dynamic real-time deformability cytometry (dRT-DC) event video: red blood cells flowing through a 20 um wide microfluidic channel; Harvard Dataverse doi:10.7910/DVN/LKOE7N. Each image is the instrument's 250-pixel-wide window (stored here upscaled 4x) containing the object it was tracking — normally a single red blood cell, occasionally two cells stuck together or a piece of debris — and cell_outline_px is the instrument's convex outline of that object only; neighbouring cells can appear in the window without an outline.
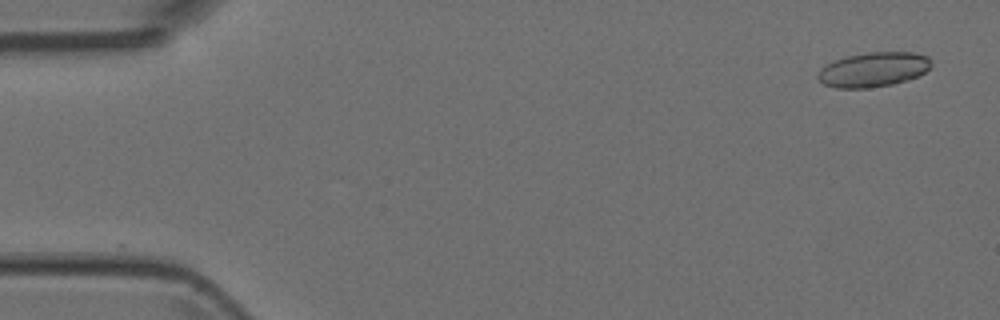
{"species": "Egyptian fruit bat (a non-hibernating species)", "species_latin": "Rousettus aegyptiacus", "temperature_condition": "room temperature", "stored_images_in_passage": 4, "camera_frame_rate_fps": 3000, "um_per_image_px": 0.085, "animal": {"sex": "female"}, "frame": {"image": 1, "passage_image": 1, "time_ms": 0.0, "image_size_px": [1000, 320], "cell_outline_px": [[932, 64], [924, 72], [908, 80], [892, 84], [868, 88], [836, 88], [824, 84], [816, 76], [820, 68], [824, 64], [848, 56], [868, 52], [912, 52], [928, 56], [932, 60]], "centroid_in_image_um": [74.23, 5.91], "position_along_channel_um": 10.8, "area_um2": 22.89}}